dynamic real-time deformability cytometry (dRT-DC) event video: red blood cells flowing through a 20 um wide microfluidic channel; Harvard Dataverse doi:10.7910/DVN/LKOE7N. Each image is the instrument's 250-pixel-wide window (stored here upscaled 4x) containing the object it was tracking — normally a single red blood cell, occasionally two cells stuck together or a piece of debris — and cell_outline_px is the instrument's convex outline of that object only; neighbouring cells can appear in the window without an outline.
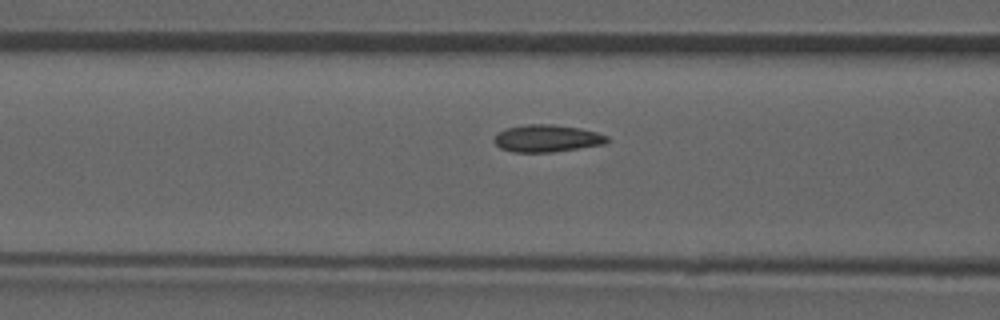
{"species": "common noctule bat (a hibernating species)", "species_latin": "Nyctalus noctula", "temperature_condition": "room temperature", "stored_images_in_passage": 45, "camera_frame_rate_fps": 3000, "um_per_image_px": 0.085, "animal": {"sex": "male", "forearm_length_mm": 52.5}, "frame": {"image": 1, "passage_image": 14, "time_ms": 4.333, "image_size_px": [1000, 320], "cell_outline_px": [[608, 140], [604, 144], [552, 152], [512, 152], [500, 148], [492, 140], [500, 132], [508, 128], [528, 124], [552, 124], [580, 128], [596, 132], [608, 136]], "centroid_in_image_um": [46.49, 11.76], "position_along_channel_um": 120.1, "area_um2": 17.74}}
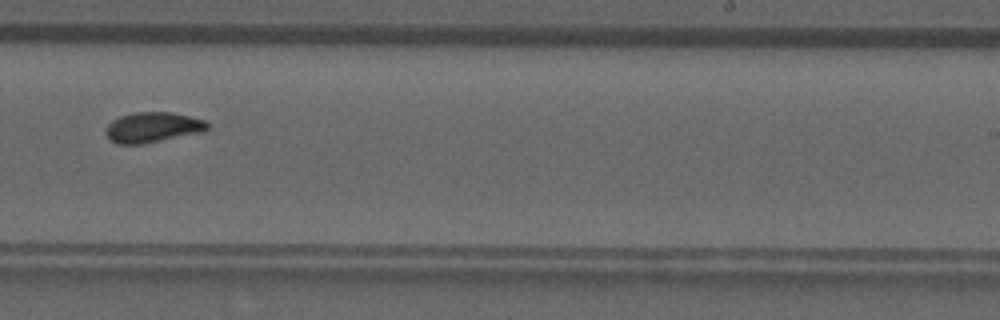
{"frame": {"image": 2, "passage_image": 26, "time_ms": 8.333, "image_size_px": [1000, 320], "cell_outline_px": [[208, 128], [204, 132], [140, 144], [116, 144], [104, 132], [108, 124], [112, 120], [120, 116], [132, 112], [172, 112], [204, 120], [208, 124]], "centroid_in_image_um": [12.96, 10.81], "position_along_channel_um": 276.0, "area_um2": 17.86}, "authors_computed_cell_mechanics": {"area_um2": 17.34, "velocity_mm_per_s": 3.9066, "shape_relaxation_time_tau1_ms": 8.2776, "shape_relaxation_time_tau2_ms": 0.7368, "deformation_change_tau1": 0.1514, "deformation_change_tau2": 0.04}}